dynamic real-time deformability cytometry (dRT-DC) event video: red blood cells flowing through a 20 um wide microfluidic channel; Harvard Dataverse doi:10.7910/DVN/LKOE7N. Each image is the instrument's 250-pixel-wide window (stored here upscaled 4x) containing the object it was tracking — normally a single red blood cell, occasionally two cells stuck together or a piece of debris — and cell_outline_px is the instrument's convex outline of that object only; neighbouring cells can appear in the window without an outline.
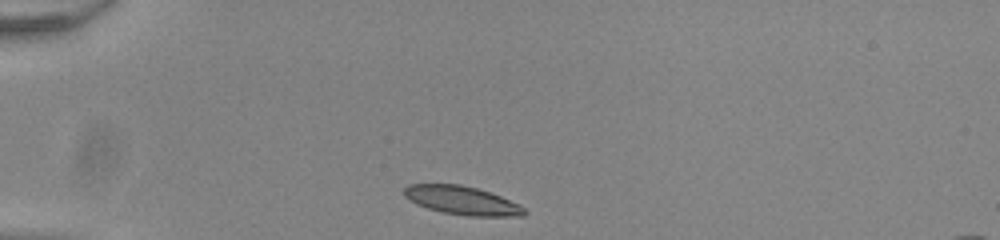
{"species": "common noctule bat (a hibernating species)", "species_latin": "Nyctalus noctula", "temperature_condition": "room temperature", "stored_images_in_passage": 33, "camera_frame_rate_fps": 3000, "um_per_image_px": 0.085, "animal": {"sex": "male", "body_mass_g": 20.0, "forearm_length_mm": 53.3}, "frame": {"image": 1, "passage_image": 1, "time_ms": 0.0, "image_size_px": [1000, 240], "cell_outline_px": [[528, 212], [524, 216], [468, 216], [444, 212], [428, 208], [416, 204], [404, 196], [404, 188], [408, 184], [460, 184], [476, 188], [500, 196], [520, 204]], "centroid_in_image_um": [39.29, 17.04], "position_along_channel_um": 45.7, "area_um2": 19.94}}
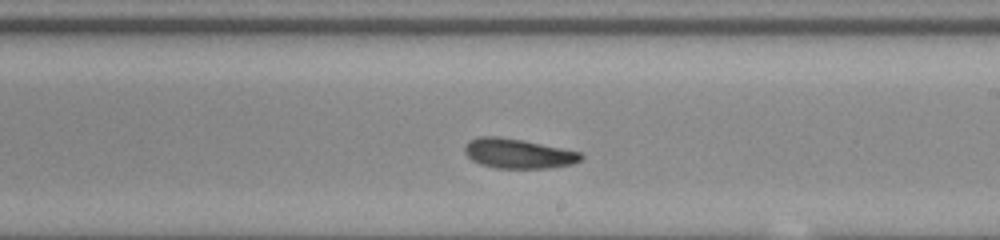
{"frame": {"image": 2, "passage_image": 19, "time_ms": 6.0, "image_size_px": [1000, 240], "cell_outline_px": [[584, 156], [580, 160], [572, 164], [552, 168], [496, 168], [480, 164], [472, 160], [464, 152], [464, 148], [468, 140], [480, 136], [496, 136], [524, 140], [580, 152]], "centroid_in_image_um": [44.03, 13.05], "position_along_channel_um": 245.0, "area_um2": 20.17}}
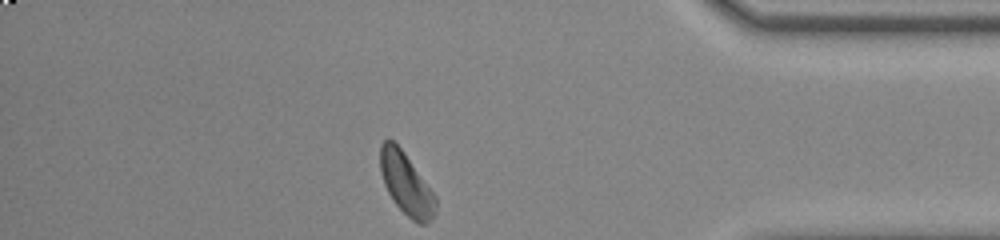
{"frame": {"image": 3, "passage_image": 33, "time_ms": 10.667, "image_size_px": [1000, 240], "cell_outline_px": [[436, 208], [432, 220], [424, 224], [420, 224], [412, 220], [392, 200], [384, 184], [380, 172], [380, 144], [388, 136], [404, 152], [436, 196]], "centroid_in_image_um": [34.51, 15.62], "position_along_channel_um": 400.7, "area_um2": 19.94}, "authors_computed_cell_mechanics": {"area_um2": 20.1722, "velocity_mm_per_s": 3.8986, "shape_relaxation_time_tau1_ms": 2.5437, "shape_relaxation_time_tau2_ms": 2.056, "deformation_change_tau1": 0.0983, "deformation_change_tau2": 0.0758}}